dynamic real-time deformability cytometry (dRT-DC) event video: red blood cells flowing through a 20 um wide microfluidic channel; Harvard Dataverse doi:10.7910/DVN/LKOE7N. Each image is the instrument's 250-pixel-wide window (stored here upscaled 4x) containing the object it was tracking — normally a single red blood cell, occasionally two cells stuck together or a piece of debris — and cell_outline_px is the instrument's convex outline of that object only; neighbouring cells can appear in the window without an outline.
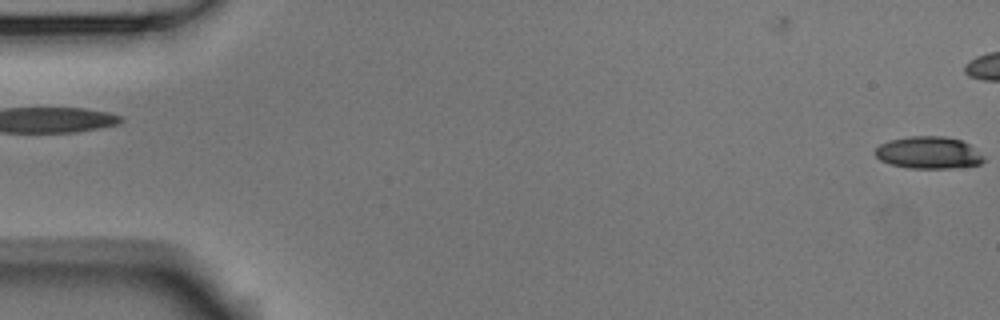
{"species": "Egyptian fruit bat (a non-hibernating species)", "species_latin": "Rousettus aegyptiacus", "temperature_condition": "room temperature", "stored_images_in_passage": 6, "camera_frame_rate_fps": 3000, "um_per_image_px": 0.085, "animal": {"sex": "male"}, "frame": {"image": 1, "passage_image": 1, "time_ms": 0.0, "image_size_px": [1000, 320], "cell_outline_px": [[984, 160], [980, 164], [952, 168], [912, 168], [892, 164], [880, 160], [876, 156], [876, 148], [880, 144], [888, 140], [908, 136], [944, 136], [960, 140], [968, 144], [984, 156]], "centroid_in_image_um": [78.92, 12.97], "position_along_channel_um": 6.1, "area_um2": 20.17}}